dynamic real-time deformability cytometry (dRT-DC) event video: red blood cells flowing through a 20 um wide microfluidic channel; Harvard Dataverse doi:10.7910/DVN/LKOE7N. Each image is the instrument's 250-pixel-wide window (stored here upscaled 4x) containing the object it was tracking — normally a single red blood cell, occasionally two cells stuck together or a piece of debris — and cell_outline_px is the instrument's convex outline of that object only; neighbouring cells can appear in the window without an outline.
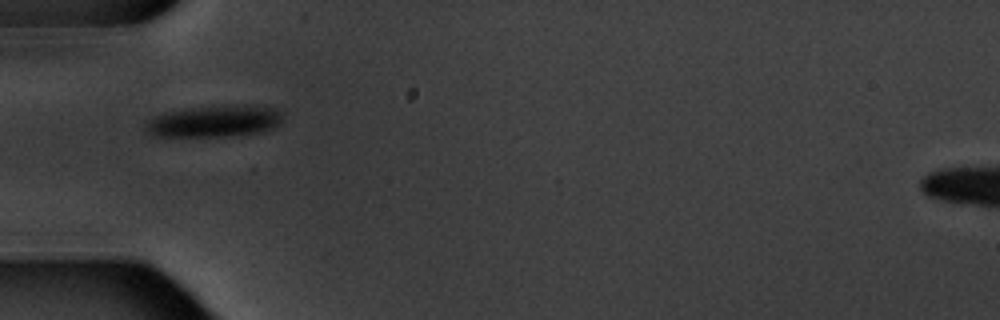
{"species": "common noctule bat (a hibernating species)", "species_latin": "Nyctalus noctula", "temperature_condition": "warm", "stored_images_in_passage": 4, "camera_frame_rate_fps": 3000, "um_per_image_px": 0.085, "animal": {"sex": "male", "body_mass_g": 20.1, "forearm_length_mm": 53.5}, "frame": {"image": 1, "passage_image": 1, "time_ms": 0.0, "image_size_px": [1000, 320], "cell_outline_px": [[284, 112], [280, 124], [268, 132], [228, 136], [156, 136], [148, 132], [144, 128], [144, 124], [148, 120], [156, 116], [168, 112], [192, 108], [224, 104], [248, 104], [276, 108]], "centroid_in_image_um": [18.34, 10.29], "position_along_channel_um": 66.7, "area_um2": 25.84}}
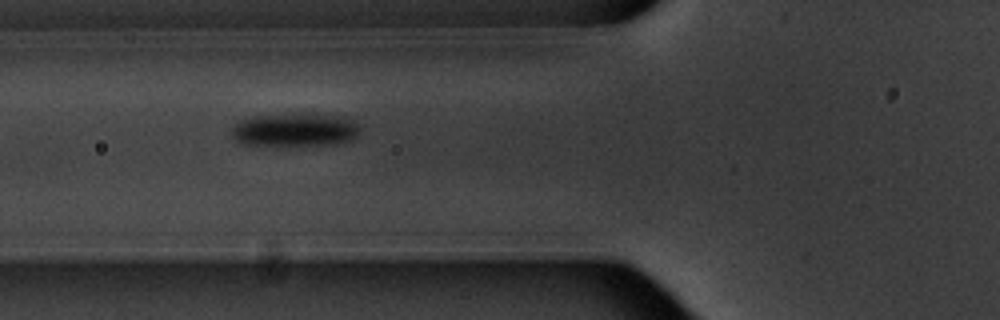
{"frame": {"image": 2, "passage_image": 2, "time_ms": 1.0, "image_size_px": [1000, 320], "cell_outline_px": [[360, 128], [356, 136], [352, 140], [336, 144], [244, 144], [236, 140], [232, 136], [232, 128], [240, 120], [248, 116], [312, 112], [348, 116], [356, 120]], "centroid_in_image_um": [25.15, 10.97], "position_along_channel_um": 100.7, "area_um2": 25.37}}
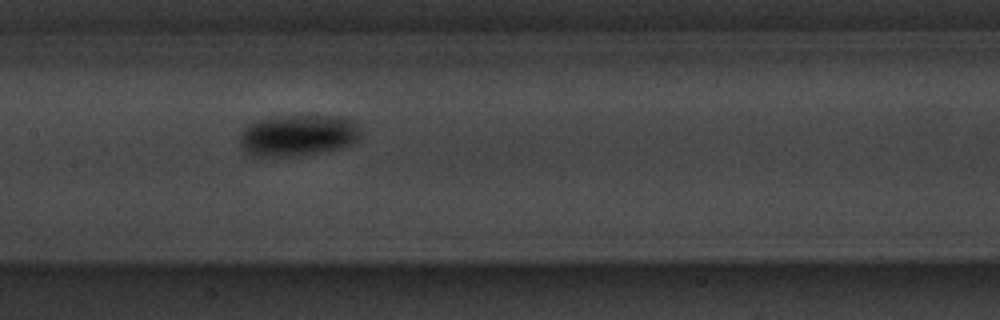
{"frame": {"image": 3, "passage_image": 4, "time_ms": 3.333, "image_size_px": [1000, 320], "cell_outline_px": [[360, 136], [356, 140], [340, 148], [296, 156], [256, 156], [248, 152], [240, 144], [240, 132], [248, 124], [268, 116], [340, 116], [356, 120], [360, 128]], "centroid_in_image_um": [25.33, 11.48], "position_along_channel_um": 182.1, "area_um2": 29.19}}